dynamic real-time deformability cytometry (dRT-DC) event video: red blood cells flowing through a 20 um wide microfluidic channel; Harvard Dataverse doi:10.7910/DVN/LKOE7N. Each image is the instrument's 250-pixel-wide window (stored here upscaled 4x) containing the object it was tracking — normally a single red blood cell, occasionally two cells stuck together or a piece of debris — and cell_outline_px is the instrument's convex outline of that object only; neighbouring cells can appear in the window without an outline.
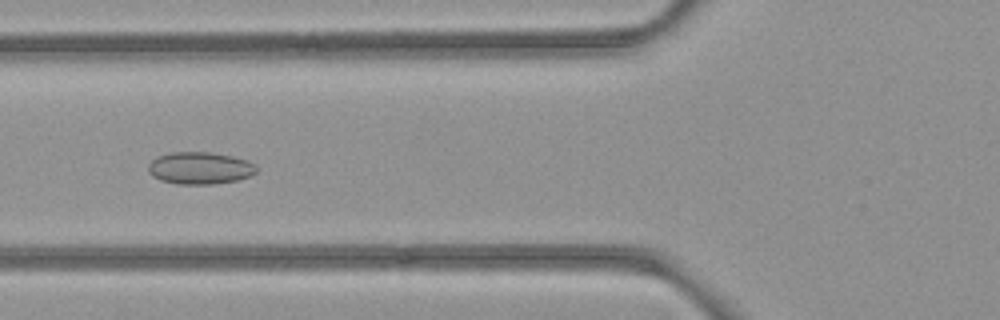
{"species": "common noctule bat (a hibernating species)", "species_latin": "Nyctalus noctula", "temperature_condition": "room temperature", "stored_images_in_passage": 8, "camera_frame_rate_fps": 3000, "um_per_image_px": 0.085, "animal": {"sex": "female", "body_mass_g": 21.9}, "frame": {"image": 1, "passage_image": 6, "time_ms": 1.667, "image_size_px": [1000, 320], "cell_outline_px": [[260, 168], [256, 172], [248, 176], [236, 180], [212, 184], [176, 184], [160, 180], [152, 176], [148, 172], [148, 164], [156, 156], [172, 152], [212, 152], [232, 156], [248, 160], [256, 164]], "centroid_in_image_um": [16.99, 14.28], "position_along_channel_um": 108.8, "area_um2": 20.52}}
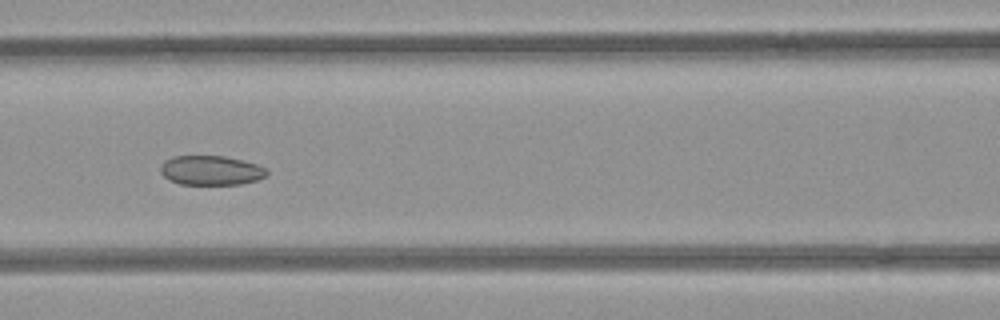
{"frame": {"image": 2, "passage_image": 7, "time_ms": 2.0, "image_size_px": [1000, 320], "cell_outline_px": [[268, 172], [264, 176], [256, 180], [240, 184], [180, 184], [168, 180], [160, 172], [160, 168], [164, 160], [172, 156], [224, 156], [256, 164], [268, 168]], "centroid_in_image_um": [17.9, 14.48], "position_along_channel_um": 148.7, "area_um2": 18.21}}
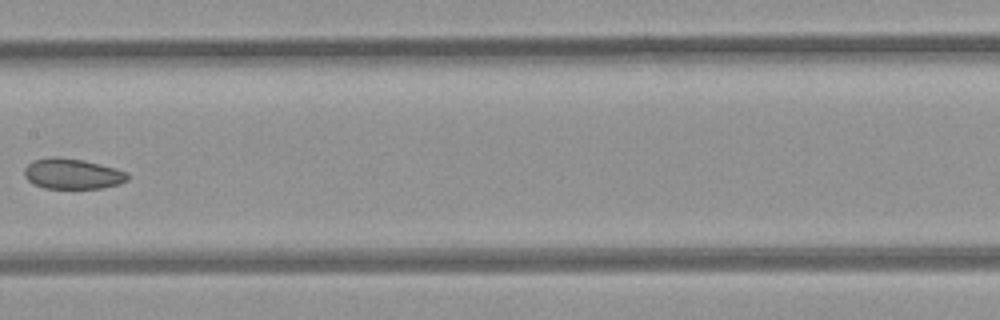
{"frame": {"image": 3, "passage_image": 8, "time_ms": 2.333, "image_size_px": [1000, 320], "cell_outline_px": [[128, 180], [120, 184], [100, 188], [44, 188], [32, 184], [24, 176], [24, 168], [32, 160], [52, 156], [56, 156], [84, 160], [128, 172]], "centroid_in_image_um": [6.12, 14.77], "position_along_channel_um": 201.3, "area_um2": 18.44}}